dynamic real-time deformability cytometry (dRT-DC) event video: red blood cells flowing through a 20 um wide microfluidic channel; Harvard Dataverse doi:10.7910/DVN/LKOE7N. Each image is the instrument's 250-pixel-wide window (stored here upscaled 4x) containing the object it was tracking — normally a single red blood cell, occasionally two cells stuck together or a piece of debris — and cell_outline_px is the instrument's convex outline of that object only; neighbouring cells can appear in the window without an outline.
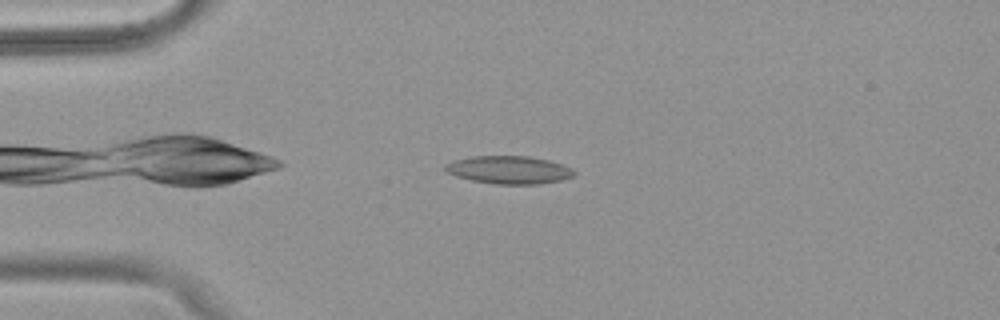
{"species": "common noctule bat (a hibernating species)", "species_latin": "Nyctalus noctula", "temperature_condition": "warm", "stored_images_in_passage": 43, "camera_frame_rate_fps": 3000, "um_per_image_px": 0.085, "animal": {"sex": "female", "body_mass_g": 18.4}, "frame": {"image": 1, "passage_image": 4, "time_ms": 1.0, "image_size_px": [1000, 320], "cell_outline_px": [[576, 172], [572, 176], [560, 180], [540, 184], [496, 184], [472, 180], [456, 176], [448, 172], [444, 168], [444, 164], [452, 160], [472, 156], [528, 156], [548, 160], [572, 168]], "centroid_in_image_um": [43.23, 14.43], "position_along_channel_um": 41.8, "area_um2": 20.87}}
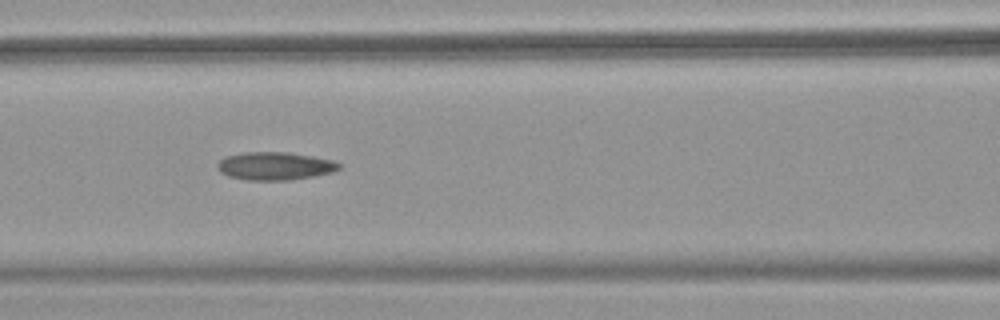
{"frame": {"image": 2, "passage_image": 14, "time_ms": 4.333, "image_size_px": [1000, 320], "cell_outline_px": [[340, 168], [332, 172], [312, 176], [288, 180], [248, 180], [228, 176], [220, 172], [216, 164], [224, 156], [244, 152], [288, 152], [312, 156], [332, 160], [340, 164]], "centroid_in_image_um": [23.33, 14.1], "position_along_channel_um": 143.3, "area_um2": 19.77}}
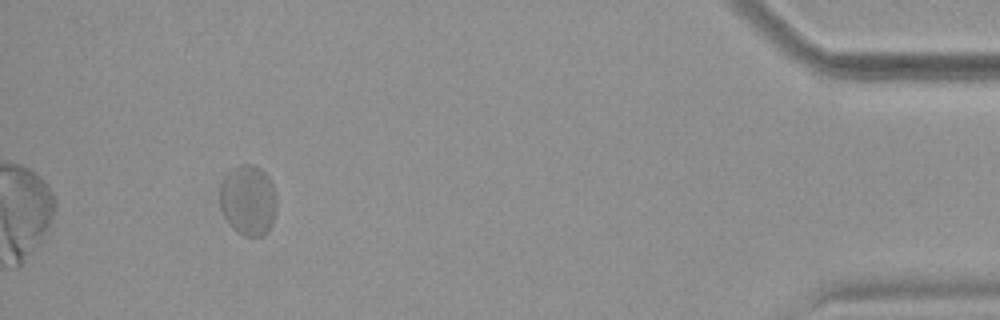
{"frame": {"image": 3, "passage_image": 40, "time_ms": 13.0, "image_size_px": [1000, 320], "cell_outline_px": [[276, 208], [272, 224], [268, 232], [264, 236], [244, 236], [236, 232], [228, 224], [220, 208], [220, 184], [224, 176], [232, 168], [240, 164], [252, 164], [260, 168], [268, 176], [272, 184], [276, 196]], "centroid_in_image_um": [21.08, 17.03], "position_along_channel_um": 414.1, "area_um2": 23.7}, "authors_computed_cell_mechanics": {"area_um2": 20.8658, "velocity_mm_per_s": 3.8489, "shape_relaxation_time_tau1_ms": null, "shape_relaxation_time_tau2_ms": 1.5208, "deformation_change_tau1": null, "deformation_change_tau2": 0.0551}}